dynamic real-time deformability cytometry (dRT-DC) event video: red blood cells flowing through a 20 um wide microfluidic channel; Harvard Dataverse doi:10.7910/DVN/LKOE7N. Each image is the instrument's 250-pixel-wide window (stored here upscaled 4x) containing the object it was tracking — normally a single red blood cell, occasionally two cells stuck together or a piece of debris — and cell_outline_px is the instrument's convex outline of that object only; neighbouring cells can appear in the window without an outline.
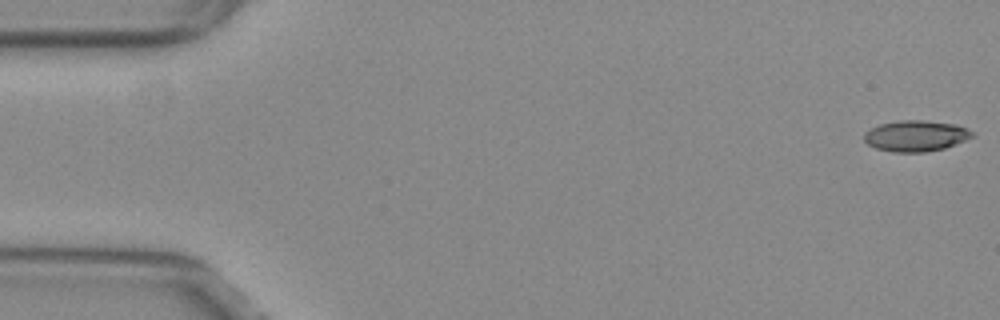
{"species": "common noctule bat (a hibernating species)", "species_latin": "Nyctalus noctula", "temperature_condition": "warm", "stored_images_in_passage": 7, "camera_frame_rate_fps": 3000, "um_per_image_px": 0.085, "animal": {"sex": "female", "body_mass_g": 29.2, "forearm_length_mm": 56.3}, "frame": {"image": 1, "passage_image": 1, "time_ms": 0.0, "image_size_px": [1000, 320], "cell_outline_px": [[976, 136], [944, 148], [924, 152], [892, 152], [876, 148], [868, 144], [864, 140], [864, 132], [880, 124], [900, 120], [924, 120], [956, 124], [968, 128]], "centroid_in_image_um": [77.86, 11.54], "position_along_channel_um": 7.1, "area_um2": 19.54}}